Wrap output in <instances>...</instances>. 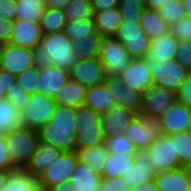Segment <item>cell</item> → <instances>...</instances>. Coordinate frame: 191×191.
<instances>
[{
    "label": "cell",
    "instance_id": "cell-56",
    "mask_svg": "<svg viewBox=\"0 0 191 191\" xmlns=\"http://www.w3.org/2000/svg\"><path fill=\"white\" fill-rule=\"evenodd\" d=\"M91 6L93 12H100L110 8L118 7L119 0H92Z\"/></svg>",
    "mask_w": 191,
    "mask_h": 191
},
{
    "label": "cell",
    "instance_id": "cell-18",
    "mask_svg": "<svg viewBox=\"0 0 191 191\" xmlns=\"http://www.w3.org/2000/svg\"><path fill=\"white\" fill-rule=\"evenodd\" d=\"M39 86L38 92L53 98L70 79L69 72L59 67L49 65L39 69Z\"/></svg>",
    "mask_w": 191,
    "mask_h": 191
},
{
    "label": "cell",
    "instance_id": "cell-15",
    "mask_svg": "<svg viewBox=\"0 0 191 191\" xmlns=\"http://www.w3.org/2000/svg\"><path fill=\"white\" fill-rule=\"evenodd\" d=\"M42 36L39 23L15 19L12 25L10 44L34 49L41 43Z\"/></svg>",
    "mask_w": 191,
    "mask_h": 191
},
{
    "label": "cell",
    "instance_id": "cell-39",
    "mask_svg": "<svg viewBox=\"0 0 191 191\" xmlns=\"http://www.w3.org/2000/svg\"><path fill=\"white\" fill-rule=\"evenodd\" d=\"M174 148L181 167L191 163V136L187 132L174 134Z\"/></svg>",
    "mask_w": 191,
    "mask_h": 191
},
{
    "label": "cell",
    "instance_id": "cell-52",
    "mask_svg": "<svg viewBox=\"0 0 191 191\" xmlns=\"http://www.w3.org/2000/svg\"><path fill=\"white\" fill-rule=\"evenodd\" d=\"M176 96L178 102L191 108V72L188 73L186 80L183 82Z\"/></svg>",
    "mask_w": 191,
    "mask_h": 191
},
{
    "label": "cell",
    "instance_id": "cell-44",
    "mask_svg": "<svg viewBox=\"0 0 191 191\" xmlns=\"http://www.w3.org/2000/svg\"><path fill=\"white\" fill-rule=\"evenodd\" d=\"M101 114L91 108L82 106L77 108V127H88L101 124Z\"/></svg>",
    "mask_w": 191,
    "mask_h": 191
},
{
    "label": "cell",
    "instance_id": "cell-31",
    "mask_svg": "<svg viewBox=\"0 0 191 191\" xmlns=\"http://www.w3.org/2000/svg\"><path fill=\"white\" fill-rule=\"evenodd\" d=\"M105 135L102 125L88 127H76L75 146L76 151L99 144H105Z\"/></svg>",
    "mask_w": 191,
    "mask_h": 191
},
{
    "label": "cell",
    "instance_id": "cell-46",
    "mask_svg": "<svg viewBox=\"0 0 191 191\" xmlns=\"http://www.w3.org/2000/svg\"><path fill=\"white\" fill-rule=\"evenodd\" d=\"M104 84L111 93L115 104L120 106V101H122L123 95V87H126L123 83L122 77L120 75H106Z\"/></svg>",
    "mask_w": 191,
    "mask_h": 191
},
{
    "label": "cell",
    "instance_id": "cell-45",
    "mask_svg": "<svg viewBox=\"0 0 191 191\" xmlns=\"http://www.w3.org/2000/svg\"><path fill=\"white\" fill-rule=\"evenodd\" d=\"M5 98L18 108L19 111H22L29 101L30 95L16 81L9 89Z\"/></svg>",
    "mask_w": 191,
    "mask_h": 191
},
{
    "label": "cell",
    "instance_id": "cell-50",
    "mask_svg": "<svg viewBox=\"0 0 191 191\" xmlns=\"http://www.w3.org/2000/svg\"><path fill=\"white\" fill-rule=\"evenodd\" d=\"M130 189L122 177L102 178L101 180V191H130Z\"/></svg>",
    "mask_w": 191,
    "mask_h": 191
},
{
    "label": "cell",
    "instance_id": "cell-38",
    "mask_svg": "<svg viewBox=\"0 0 191 191\" xmlns=\"http://www.w3.org/2000/svg\"><path fill=\"white\" fill-rule=\"evenodd\" d=\"M63 32L73 41L74 38L88 37L97 33L93 18L82 21H66Z\"/></svg>",
    "mask_w": 191,
    "mask_h": 191
},
{
    "label": "cell",
    "instance_id": "cell-42",
    "mask_svg": "<svg viewBox=\"0 0 191 191\" xmlns=\"http://www.w3.org/2000/svg\"><path fill=\"white\" fill-rule=\"evenodd\" d=\"M39 69L36 67L27 68L24 72L16 76V81L24 91L33 95L38 93L39 86Z\"/></svg>",
    "mask_w": 191,
    "mask_h": 191
},
{
    "label": "cell",
    "instance_id": "cell-29",
    "mask_svg": "<svg viewBox=\"0 0 191 191\" xmlns=\"http://www.w3.org/2000/svg\"><path fill=\"white\" fill-rule=\"evenodd\" d=\"M135 157L108 153L102 170V178L122 177L134 166Z\"/></svg>",
    "mask_w": 191,
    "mask_h": 191
},
{
    "label": "cell",
    "instance_id": "cell-65",
    "mask_svg": "<svg viewBox=\"0 0 191 191\" xmlns=\"http://www.w3.org/2000/svg\"><path fill=\"white\" fill-rule=\"evenodd\" d=\"M3 46H4V44L0 43V62H1V56H2V51H3Z\"/></svg>",
    "mask_w": 191,
    "mask_h": 191
},
{
    "label": "cell",
    "instance_id": "cell-17",
    "mask_svg": "<svg viewBox=\"0 0 191 191\" xmlns=\"http://www.w3.org/2000/svg\"><path fill=\"white\" fill-rule=\"evenodd\" d=\"M159 118L164 134L187 132L191 119V108L176 100L168 111Z\"/></svg>",
    "mask_w": 191,
    "mask_h": 191
},
{
    "label": "cell",
    "instance_id": "cell-25",
    "mask_svg": "<svg viewBox=\"0 0 191 191\" xmlns=\"http://www.w3.org/2000/svg\"><path fill=\"white\" fill-rule=\"evenodd\" d=\"M139 22L143 32L150 37L151 41L170 32V25L157 10L146 8Z\"/></svg>",
    "mask_w": 191,
    "mask_h": 191
},
{
    "label": "cell",
    "instance_id": "cell-16",
    "mask_svg": "<svg viewBox=\"0 0 191 191\" xmlns=\"http://www.w3.org/2000/svg\"><path fill=\"white\" fill-rule=\"evenodd\" d=\"M137 117V114L122 106L115 105L101 116L105 138L123 134L126 127Z\"/></svg>",
    "mask_w": 191,
    "mask_h": 191
},
{
    "label": "cell",
    "instance_id": "cell-54",
    "mask_svg": "<svg viewBox=\"0 0 191 191\" xmlns=\"http://www.w3.org/2000/svg\"><path fill=\"white\" fill-rule=\"evenodd\" d=\"M16 82V75L0 69V92L7 95L11 86Z\"/></svg>",
    "mask_w": 191,
    "mask_h": 191
},
{
    "label": "cell",
    "instance_id": "cell-43",
    "mask_svg": "<svg viewBox=\"0 0 191 191\" xmlns=\"http://www.w3.org/2000/svg\"><path fill=\"white\" fill-rule=\"evenodd\" d=\"M143 94L134 90L133 88L123 87L122 101L120 106L129 109L136 114H140L142 110Z\"/></svg>",
    "mask_w": 191,
    "mask_h": 191
},
{
    "label": "cell",
    "instance_id": "cell-22",
    "mask_svg": "<svg viewBox=\"0 0 191 191\" xmlns=\"http://www.w3.org/2000/svg\"><path fill=\"white\" fill-rule=\"evenodd\" d=\"M115 105L114 99L105 84L87 88L83 106L103 115Z\"/></svg>",
    "mask_w": 191,
    "mask_h": 191
},
{
    "label": "cell",
    "instance_id": "cell-11",
    "mask_svg": "<svg viewBox=\"0 0 191 191\" xmlns=\"http://www.w3.org/2000/svg\"><path fill=\"white\" fill-rule=\"evenodd\" d=\"M69 74L71 80L81 83L86 88L104 84L107 75L99 58L77 60Z\"/></svg>",
    "mask_w": 191,
    "mask_h": 191
},
{
    "label": "cell",
    "instance_id": "cell-35",
    "mask_svg": "<svg viewBox=\"0 0 191 191\" xmlns=\"http://www.w3.org/2000/svg\"><path fill=\"white\" fill-rule=\"evenodd\" d=\"M63 10L66 21H82L93 18L91 2L88 0H71Z\"/></svg>",
    "mask_w": 191,
    "mask_h": 191
},
{
    "label": "cell",
    "instance_id": "cell-10",
    "mask_svg": "<svg viewBox=\"0 0 191 191\" xmlns=\"http://www.w3.org/2000/svg\"><path fill=\"white\" fill-rule=\"evenodd\" d=\"M176 100V93L153 84L143 93L141 114L160 117Z\"/></svg>",
    "mask_w": 191,
    "mask_h": 191
},
{
    "label": "cell",
    "instance_id": "cell-34",
    "mask_svg": "<svg viewBox=\"0 0 191 191\" xmlns=\"http://www.w3.org/2000/svg\"><path fill=\"white\" fill-rule=\"evenodd\" d=\"M65 23L64 10L45 8L39 25L43 34H52L63 31Z\"/></svg>",
    "mask_w": 191,
    "mask_h": 191
},
{
    "label": "cell",
    "instance_id": "cell-12",
    "mask_svg": "<svg viewBox=\"0 0 191 191\" xmlns=\"http://www.w3.org/2000/svg\"><path fill=\"white\" fill-rule=\"evenodd\" d=\"M120 76L127 88L142 94L154 84L153 73L145 58H133Z\"/></svg>",
    "mask_w": 191,
    "mask_h": 191
},
{
    "label": "cell",
    "instance_id": "cell-9",
    "mask_svg": "<svg viewBox=\"0 0 191 191\" xmlns=\"http://www.w3.org/2000/svg\"><path fill=\"white\" fill-rule=\"evenodd\" d=\"M151 162H154L158 172L175 170L181 167L178 155H175L174 134L161 135L147 148Z\"/></svg>",
    "mask_w": 191,
    "mask_h": 191
},
{
    "label": "cell",
    "instance_id": "cell-63",
    "mask_svg": "<svg viewBox=\"0 0 191 191\" xmlns=\"http://www.w3.org/2000/svg\"><path fill=\"white\" fill-rule=\"evenodd\" d=\"M33 191H52V190H51V188H49L45 185L37 183L36 186L34 187Z\"/></svg>",
    "mask_w": 191,
    "mask_h": 191
},
{
    "label": "cell",
    "instance_id": "cell-21",
    "mask_svg": "<svg viewBox=\"0 0 191 191\" xmlns=\"http://www.w3.org/2000/svg\"><path fill=\"white\" fill-rule=\"evenodd\" d=\"M60 153L61 151L55 146L40 141L36 152L25 166V169L38 178L57 159Z\"/></svg>",
    "mask_w": 191,
    "mask_h": 191
},
{
    "label": "cell",
    "instance_id": "cell-19",
    "mask_svg": "<svg viewBox=\"0 0 191 191\" xmlns=\"http://www.w3.org/2000/svg\"><path fill=\"white\" fill-rule=\"evenodd\" d=\"M154 180L158 191H191V180L183 167L158 172Z\"/></svg>",
    "mask_w": 191,
    "mask_h": 191
},
{
    "label": "cell",
    "instance_id": "cell-32",
    "mask_svg": "<svg viewBox=\"0 0 191 191\" xmlns=\"http://www.w3.org/2000/svg\"><path fill=\"white\" fill-rule=\"evenodd\" d=\"M22 126L20 111L6 98L0 102V134H8Z\"/></svg>",
    "mask_w": 191,
    "mask_h": 191
},
{
    "label": "cell",
    "instance_id": "cell-27",
    "mask_svg": "<svg viewBox=\"0 0 191 191\" xmlns=\"http://www.w3.org/2000/svg\"><path fill=\"white\" fill-rule=\"evenodd\" d=\"M103 37L97 32L83 38H74L73 52L77 60L99 58Z\"/></svg>",
    "mask_w": 191,
    "mask_h": 191
},
{
    "label": "cell",
    "instance_id": "cell-58",
    "mask_svg": "<svg viewBox=\"0 0 191 191\" xmlns=\"http://www.w3.org/2000/svg\"><path fill=\"white\" fill-rule=\"evenodd\" d=\"M71 0H46V8L63 10Z\"/></svg>",
    "mask_w": 191,
    "mask_h": 191
},
{
    "label": "cell",
    "instance_id": "cell-41",
    "mask_svg": "<svg viewBox=\"0 0 191 191\" xmlns=\"http://www.w3.org/2000/svg\"><path fill=\"white\" fill-rule=\"evenodd\" d=\"M160 15L171 25L179 22L186 17V10L184 8L182 0H174V2H168L158 9Z\"/></svg>",
    "mask_w": 191,
    "mask_h": 191
},
{
    "label": "cell",
    "instance_id": "cell-37",
    "mask_svg": "<svg viewBox=\"0 0 191 191\" xmlns=\"http://www.w3.org/2000/svg\"><path fill=\"white\" fill-rule=\"evenodd\" d=\"M121 42L132 58H145L149 54L151 39L145 33L140 36L125 37Z\"/></svg>",
    "mask_w": 191,
    "mask_h": 191
},
{
    "label": "cell",
    "instance_id": "cell-33",
    "mask_svg": "<svg viewBox=\"0 0 191 191\" xmlns=\"http://www.w3.org/2000/svg\"><path fill=\"white\" fill-rule=\"evenodd\" d=\"M45 8L46 0H16V19L39 23Z\"/></svg>",
    "mask_w": 191,
    "mask_h": 191
},
{
    "label": "cell",
    "instance_id": "cell-5",
    "mask_svg": "<svg viewBox=\"0 0 191 191\" xmlns=\"http://www.w3.org/2000/svg\"><path fill=\"white\" fill-rule=\"evenodd\" d=\"M53 98L42 93L30 95L25 108L20 111L22 127L39 130L50 122L56 109Z\"/></svg>",
    "mask_w": 191,
    "mask_h": 191
},
{
    "label": "cell",
    "instance_id": "cell-66",
    "mask_svg": "<svg viewBox=\"0 0 191 191\" xmlns=\"http://www.w3.org/2000/svg\"><path fill=\"white\" fill-rule=\"evenodd\" d=\"M187 133H188V135L191 136V119H190L189 128L187 130Z\"/></svg>",
    "mask_w": 191,
    "mask_h": 191
},
{
    "label": "cell",
    "instance_id": "cell-64",
    "mask_svg": "<svg viewBox=\"0 0 191 191\" xmlns=\"http://www.w3.org/2000/svg\"><path fill=\"white\" fill-rule=\"evenodd\" d=\"M183 168L185 169L187 176L191 180V163H188L187 165L183 166Z\"/></svg>",
    "mask_w": 191,
    "mask_h": 191
},
{
    "label": "cell",
    "instance_id": "cell-2",
    "mask_svg": "<svg viewBox=\"0 0 191 191\" xmlns=\"http://www.w3.org/2000/svg\"><path fill=\"white\" fill-rule=\"evenodd\" d=\"M76 119L77 108L57 105L50 122L38 130L40 141L61 152L76 151Z\"/></svg>",
    "mask_w": 191,
    "mask_h": 191
},
{
    "label": "cell",
    "instance_id": "cell-23",
    "mask_svg": "<svg viewBox=\"0 0 191 191\" xmlns=\"http://www.w3.org/2000/svg\"><path fill=\"white\" fill-rule=\"evenodd\" d=\"M87 88L81 83L69 79L53 97L56 105L80 108L83 106Z\"/></svg>",
    "mask_w": 191,
    "mask_h": 191
},
{
    "label": "cell",
    "instance_id": "cell-48",
    "mask_svg": "<svg viewBox=\"0 0 191 191\" xmlns=\"http://www.w3.org/2000/svg\"><path fill=\"white\" fill-rule=\"evenodd\" d=\"M170 33L178 40H188L191 42V18L185 17L169 27Z\"/></svg>",
    "mask_w": 191,
    "mask_h": 191
},
{
    "label": "cell",
    "instance_id": "cell-4",
    "mask_svg": "<svg viewBox=\"0 0 191 191\" xmlns=\"http://www.w3.org/2000/svg\"><path fill=\"white\" fill-rule=\"evenodd\" d=\"M138 150L147 149L164 134L159 117L137 114L123 133Z\"/></svg>",
    "mask_w": 191,
    "mask_h": 191
},
{
    "label": "cell",
    "instance_id": "cell-59",
    "mask_svg": "<svg viewBox=\"0 0 191 191\" xmlns=\"http://www.w3.org/2000/svg\"><path fill=\"white\" fill-rule=\"evenodd\" d=\"M168 2H174V0H145L146 8L157 10L161 6L167 4Z\"/></svg>",
    "mask_w": 191,
    "mask_h": 191
},
{
    "label": "cell",
    "instance_id": "cell-36",
    "mask_svg": "<svg viewBox=\"0 0 191 191\" xmlns=\"http://www.w3.org/2000/svg\"><path fill=\"white\" fill-rule=\"evenodd\" d=\"M105 146L108 153L114 155L135 157L138 151L133 142H131L124 134L106 138Z\"/></svg>",
    "mask_w": 191,
    "mask_h": 191
},
{
    "label": "cell",
    "instance_id": "cell-1",
    "mask_svg": "<svg viewBox=\"0 0 191 191\" xmlns=\"http://www.w3.org/2000/svg\"><path fill=\"white\" fill-rule=\"evenodd\" d=\"M72 48L73 41L63 31L43 34L41 43L32 49L33 65L38 69L52 65L70 72L77 63Z\"/></svg>",
    "mask_w": 191,
    "mask_h": 191
},
{
    "label": "cell",
    "instance_id": "cell-61",
    "mask_svg": "<svg viewBox=\"0 0 191 191\" xmlns=\"http://www.w3.org/2000/svg\"><path fill=\"white\" fill-rule=\"evenodd\" d=\"M10 172L8 170H0V191H2L4 185L7 183Z\"/></svg>",
    "mask_w": 191,
    "mask_h": 191
},
{
    "label": "cell",
    "instance_id": "cell-14",
    "mask_svg": "<svg viewBox=\"0 0 191 191\" xmlns=\"http://www.w3.org/2000/svg\"><path fill=\"white\" fill-rule=\"evenodd\" d=\"M157 173L158 170L154 162H151L148 150L142 149L137 151L134 166L122 176V179L132 188L154 180Z\"/></svg>",
    "mask_w": 191,
    "mask_h": 191
},
{
    "label": "cell",
    "instance_id": "cell-40",
    "mask_svg": "<svg viewBox=\"0 0 191 191\" xmlns=\"http://www.w3.org/2000/svg\"><path fill=\"white\" fill-rule=\"evenodd\" d=\"M119 10L122 21L140 20L146 9L145 0H119Z\"/></svg>",
    "mask_w": 191,
    "mask_h": 191
},
{
    "label": "cell",
    "instance_id": "cell-49",
    "mask_svg": "<svg viewBox=\"0 0 191 191\" xmlns=\"http://www.w3.org/2000/svg\"><path fill=\"white\" fill-rule=\"evenodd\" d=\"M188 72H191V42L188 40H179L177 56L175 59Z\"/></svg>",
    "mask_w": 191,
    "mask_h": 191
},
{
    "label": "cell",
    "instance_id": "cell-8",
    "mask_svg": "<svg viewBox=\"0 0 191 191\" xmlns=\"http://www.w3.org/2000/svg\"><path fill=\"white\" fill-rule=\"evenodd\" d=\"M78 162L76 151L61 152L57 159L40 174L38 183L52 188L70 181Z\"/></svg>",
    "mask_w": 191,
    "mask_h": 191
},
{
    "label": "cell",
    "instance_id": "cell-57",
    "mask_svg": "<svg viewBox=\"0 0 191 191\" xmlns=\"http://www.w3.org/2000/svg\"><path fill=\"white\" fill-rule=\"evenodd\" d=\"M130 191H158L155 180L133 186Z\"/></svg>",
    "mask_w": 191,
    "mask_h": 191
},
{
    "label": "cell",
    "instance_id": "cell-3",
    "mask_svg": "<svg viewBox=\"0 0 191 191\" xmlns=\"http://www.w3.org/2000/svg\"><path fill=\"white\" fill-rule=\"evenodd\" d=\"M40 142L39 132L20 127L5 135L9 157L16 168H25Z\"/></svg>",
    "mask_w": 191,
    "mask_h": 191
},
{
    "label": "cell",
    "instance_id": "cell-30",
    "mask_svg": "<svg viewBox=\"0 0 191 191\" xmlns=\"http://www.w3.org/2000/svg\"><path fill=\"white\" fill-rule=\"evenodd\" d=\"M38 178L25 168H16L9 174L2 191H33Z\"/></svg>",
    "mask_w": 191,
    "mask_h": 191
},
{
    "label": "cell",
    "instance_id": "cell-53",
    "mask_svg": "<svg viewBox=\"0 0 191 191\" xmlns=\"http://www.w3.org/2000/svg\"><path fill=\"white\" fill-rule=\"evenodd\" d=\"M0 18L16 19V0H0Z\"/></svg>",
    "mask_w": 191,
    "mask_h": 191
},
{
    "label": "cell",
    "instance_id": "cell-24",
    "mask_svg": "<svg viewBox=\"0 0 191 191\" xmlns=\"http://www.w3.org/2000/svg\"><path fill=\"white\" fill-rule=\"evenodd\" d=\"M93 20L97 32L102 37H114L122 23V16L119 7H114L100 12H93Z\"/></svg>",
    "mask_w": 191,
    "mask_h": 191
},
{
    "label": "cell",
    "instance_id": "cell-55",
    "mask_svg": "<svg viewBox=\"0 0 191 191\" xmlns=\"http://www.w3.org/2000/svg\"><path fill=\"white\" fill-rule=\"evenodd\" d=\"M13 21L0 18V43H10Z\"/></svg>",
    "mask_w": 191,
    "mask_h": 191
},
{
    "label": "cell",
    "instance_id": "cell-62",
    "mask_svg": "<svg viewBox=\"0 0 191 191\" xmlns=\"http://www.w3.org/2000/svg\"><path fill=\"white\" fill-rule=\"evenodd\" d=\"M186 10V16L191 18V0H182Z\"/></svg>",
    "mask_w": 191,
    "mask_h": 191
},
{
    "label": "cell",
    "instance_id": "cell-26",
    "mask_svg": "<svg viewBox=\"0 0 191 191\" xmlns=\"http://www.w3.org/2000/svg\"><path fill=\"white\" fill-rule=\"evenodd\" d=\"M178 42L179 40L169 32L151 41L148 55L153 57L156 61H174L177 56Z\"/></svg>",
    "mask_w": 191,
    "mask_h": 191
},
{
    "label": "cell",
    "instance_id": "cell-13",
    "mask_svg": "<svg viewBox=\"0 0 191 191\" xmlns=\"http://www.w3.org/2000/svg\"><path fill=\"white\" fill-rule=\"evenodd\" d=\"M34 67L32 49L4 44L0 69L13 75H19L27 68Z\"/></svg>",
    "mask_w": 191,
    "mask_h": 191
},
{
    "label": "cell",
    "instance_id": "cell-47",
    "mask_svg": "<svg viewBox=\"0 0 191 191\" xmlns=\"http://www.w3.org/2000/svg\"><path fill=\"white\" fill-rule=\"evenodd\" d=\"M139 21L140 20L122 21L114 38L118 41H122L125 37L140 36L144 34Z\"/></svg>",
    "mask_w": 191,
    "mask_h": 191
},
{
    "label": "cell",
    "instance_id": "cell-67",
    "mask_svg": "<svg viewBox=\"0 0 191 191\" xmlns=\"http://www.w3.org/2000/svg\"><path fill=\"white\" fill-rule=\"evenodd\" d=\"M4 99H5V96L3 95L2 92H0V102H1L2 100H4Z\"/></svg>",
    "mask_w": 191,
    "mask_h": 191
},
{
    "label": "cell",
    "instance_id": "cell-6",
    "mask_svg": "<svg viewBox=\"0 0 191 191\" xmlns=\"http://www.w3.org/2000/svg\"><path fill=\"white\" fill-rule=\"evenodd\" d=\"M145 59L153 73L154 84L177 94L189 72L176 60L156 61L149 55Z\"/></svg>",
    "mask_w": 191,
    "mask_h": 191
},
{
    "label": "cell",
    "instance_id": "cell-7",
    "mask_svg": "<svg viewBox=\"0 0 191 191\" xmlns=\"http://www.w3.org/2000/svg\"><path fill=\"white\" fill-rule=\"evenodd\" d=\"M99 60L104 65L107 75H120L133 58L121 41L116 40L114 37H103Z\"/></svg>",
    "mask_w": 191,
    "mask_h": 191
},
{
    "label": "cell",
    "instance_id": "cell-20",
    "mask_svg": "<svg viewBox=\"0 0 191 191\" xmlns=\"http://www.w3.org/2000/svg\"><path fill=\"white\" fill-rule=\"evenodd\" d=\"M101 180V174L78 162L69 182L75 191H101Z\"/></svg>",
    "mask_w": 191,
    "mask_h": 191
},
{
    "label": "cell",
    "instance_id": "cell-60",
    "mask_svg": "<svg viewBox=\"0 0 191 191\" xmlns=\"http://www.w3.org/2000/svg\"><path fill=\"white\" fill-rule=\"evenodd\" d=\"M52 191H75L71 188L70 182H64L63 184L55 185L51 188Z\"/></svg>",
    "mask_w": 191,
    "mask_h": 191
},
{
    "label": "cell",
    "instance_id": "cell-28",
    "mask_svg": "<svg viewBox=\"0 0 191 191\" xmlns=\"http://www.w3.org/2000/svg\"><path fill=\"white\" fill-rule=\"evenodd\" d=\"M80 163L87 165L92 171L102 174L108 154L105 144H99L76 151Z\"/></svg>",
    "mask_w": 191,
    "mask_h": 191
},
{
    "label": "cell",
    "instance_id": "cell-51",
    "mask_svg": "<svg viewBox=\"0 0 191 191\" xmlns=\"http://www.w3.org/2000/svg\"><path fill=\"white\" fill-rule=\"evenodd\" d=\"M14 169H16V167L9 157L7 145L5 143V135L0 134V170L12 171Z\"/></svg>",
    "mask_w": 191,
    "mask_h": 191
}]
</instances>
